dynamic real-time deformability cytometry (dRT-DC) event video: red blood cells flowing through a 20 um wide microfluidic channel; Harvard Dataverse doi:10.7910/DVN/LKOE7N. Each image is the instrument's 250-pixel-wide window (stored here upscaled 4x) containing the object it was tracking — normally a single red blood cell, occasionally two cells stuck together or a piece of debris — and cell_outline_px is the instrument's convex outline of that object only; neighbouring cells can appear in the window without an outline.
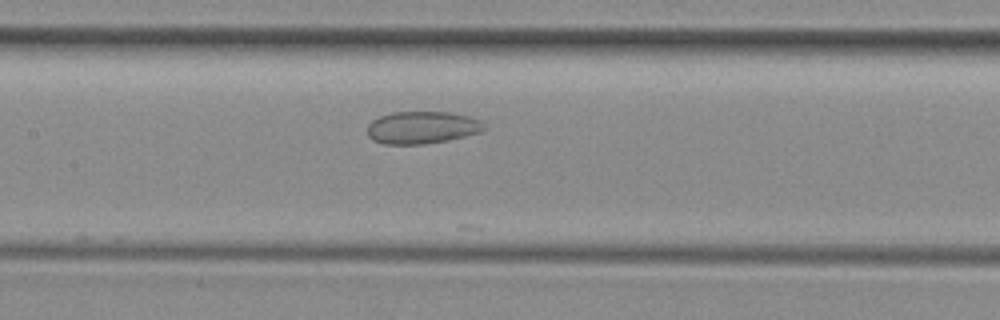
{"species": "common noctule bat (a hibernating species)", "species_latin": "Nyctalus noctula", "temperature_condition": "room temperature", "stored_images_in_passage": 9, "camera_frame_rate_fps": 3000, "um_per_image_px": 0.085, "animal": {"sex": "female", "body_mass_g": 29.2, "forearm_length_mm": 56.3}, "frame": {"image": 1, "passage_image": 6, "time_ms": 1.667, "image_size_px": [1000, 320], "cell_outline_px": [[484, 128], [480, 132], [448, 140], [424, 144], [384, 144], [372, 140], [368, 136], [368, 124], [372, 120], [380, 116], [392, 112], [452, 112], [468, 116], [480, 120], [484, 124]], "centroid_in_image_um": [35.85, 10.84], "position_along_channel_um": 171.6, "area_um2": 22.02}}
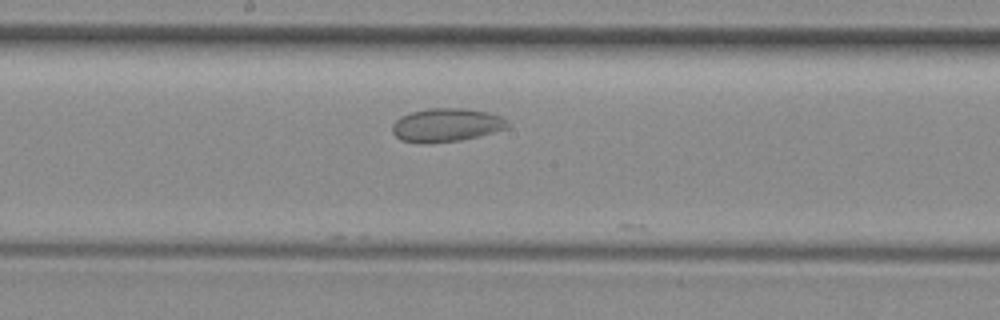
{"frame": {"image": 2, "passage_image": 9, "time_ms": 2.667, "image_size_px": [1000, 320], "cell_outline_px": [[512, 124], [508, 128], [460, 140], [428, 144], [420, 144], [400, 140], [392, 132], [392, 124], [396, 120], [412, 112], [428, 108], [464, 108], [488, 112], [500, 116], [508, 120]], "centroid_in_image_um": [37.95, 10.63], "position_along_channel_um": 210.3, "area_um2": 22.6}}